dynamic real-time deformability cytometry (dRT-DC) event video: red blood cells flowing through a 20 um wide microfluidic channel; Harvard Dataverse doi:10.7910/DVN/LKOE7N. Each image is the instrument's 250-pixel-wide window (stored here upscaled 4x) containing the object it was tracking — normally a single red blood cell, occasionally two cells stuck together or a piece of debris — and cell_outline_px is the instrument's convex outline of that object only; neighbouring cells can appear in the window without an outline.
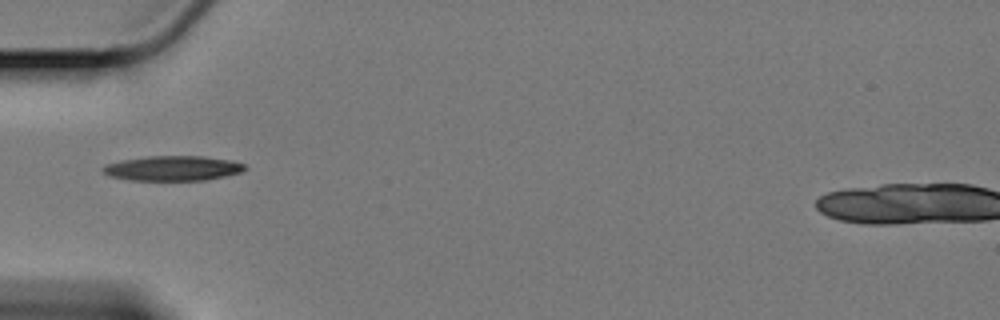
{"species": "Egyptian fruit bat (a non-hibernating species)", "species_latin": "Rousettus aegyptiacus", "temperature_condition": "cold", "stored_images_in_passage": 41, "camera_frame_rate_fps": 3000, "um_per_image_px": 0.085, "animal": {"sex": "female"}, "frame": {"image": 1, "passage_image": 1, "time_ms": 0.0, "image_size_px": [1000, 320], "cell_outline_px": [[248, 168], [240, 172], [224, 176], [204, 180], [128, 180], [108, 176], [100, 168], [104, 164], [120, 160], [148, 156], [204, 156], [232, 160], [244, 164]], "centroid_in_image_um": [14.64, 14.29], "position_along_channel_um": 70.4, "area_um2": 20.75}}
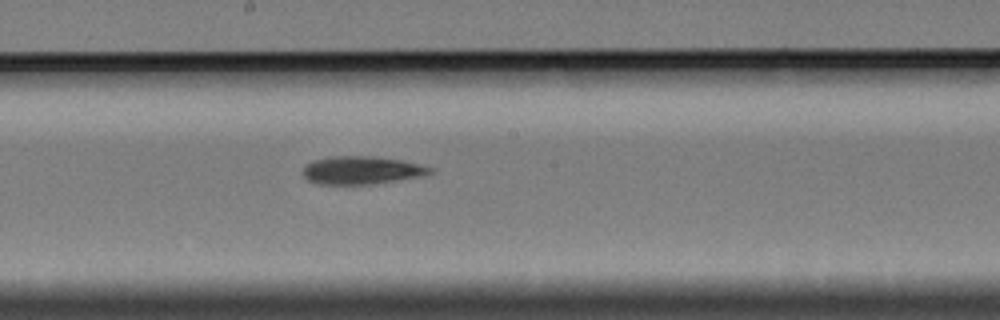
{"frame": {"image": 2, "passage_image": 14, "time_ms": 4.333, "image_size_px": [1000, 320], "cell_outline_px": [[436, 168], [432, 172], [424, 176], [376, 184], [316, 184], [308, 180], [304, 176], [304, 168], [312, 160], [336, 156], [372, 156], [400, 160], [420, 164]], "centroid_in_image_um": [30.8, 14.48], "position_along_channel_um": 217.4, "area_um2": 20.81}}
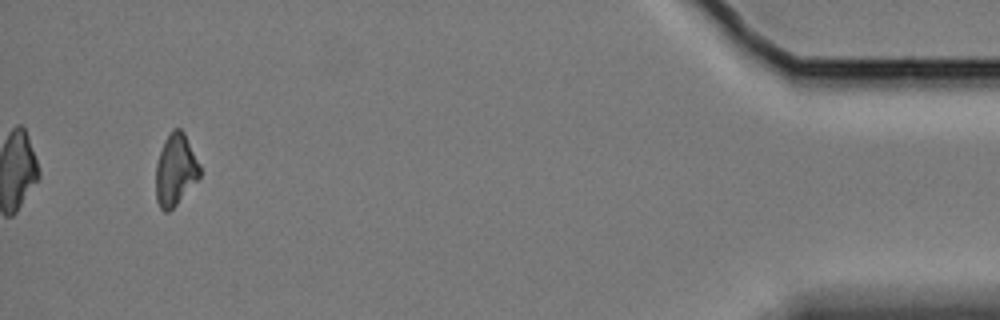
{"frame": {"image": 3, "passage_image": 38, "time_ms": 12.333, "image_size_px": [1000, 320], "cell_outline_px": [[200, 176], [176, 204], [168, 212], [164, 212], [160, 208], [156, 200], [156, 164], [164, 140], [172, 128], [180, 128], [184, 132], [200, 164]], "centroid_in_image_um": [14.9, 14.41], "position_along_channel_um": 420.3, "area_um2": 18.26}, "authors_computed_cell_mechanics": {"area_um2": 20.1144, "velocity_mm_per_s": 3.3886, "shape_relaxation_time_tau1_ms": 7.8704, "shape_relaxation_time_tau2_ms": null, "deformation_change_tau1": 0.114, "deformation_change_tau2": null}}